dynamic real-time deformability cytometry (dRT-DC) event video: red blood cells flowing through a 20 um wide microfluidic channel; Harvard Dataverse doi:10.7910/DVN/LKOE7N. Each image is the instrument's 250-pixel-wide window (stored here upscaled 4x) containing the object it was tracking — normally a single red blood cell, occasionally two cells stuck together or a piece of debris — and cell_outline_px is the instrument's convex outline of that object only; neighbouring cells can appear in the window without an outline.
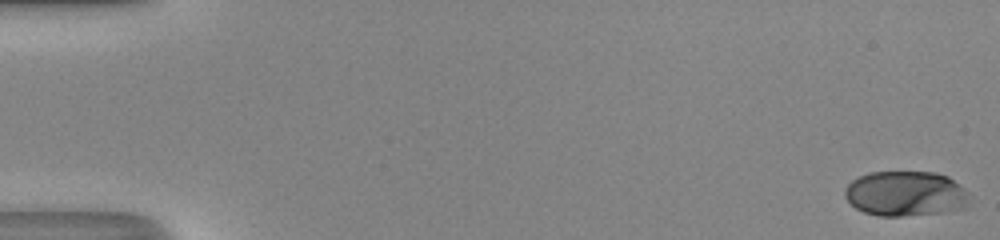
{"species": "human", "species_latin": "Homo sapiens", "temperature_condition": "room temperature", "stored_images_in_passage": 51, "camera_frame_rate_fps": 3000, "um_per_image_px": 0.085, "donor": {"sex": "male"}, "frame": {"image": 1, "passage_image": 1, "time_ms": 0.0, "image_size_px": [1000, 240], "cell_outline_px": [[972, 196], [968, 208], [944, 212], [900, 216], [880, 216], [864, 212], [856, 208], [844, 196], [844, 192], [848, 184], [852, 180], [860, 176], [872, 172], [936, 172], [948, 176], [964, 188]], "centroid_in_image_um": [77.04, 16.46], "position_along_channel_um": 8.0, "area_um2": 33.06}}
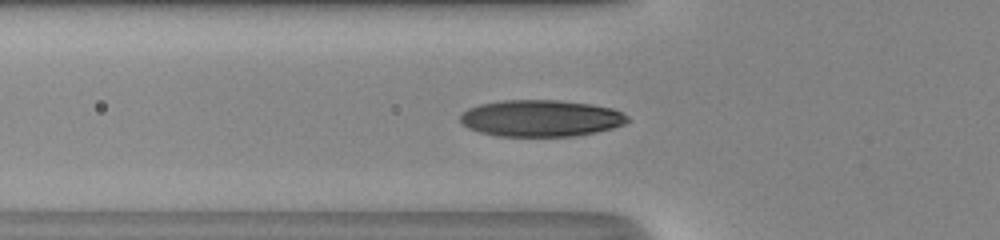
{"frame": {"image": 2, "passage_image": 19, "time_ms": 6.0, "image_size_px": [1000, 240], "cell_outline_px": [[632, 120], [624, 124], [612, 128], [596, 132], [576, 136], [496, 136], [480, 132], [468, 128], [460, 120], [460, 116], [468, 108], [480, 104], [500, 100], [556, 100], [592, 104], [612, 108], [624, 112]], "centroid_in_image_um": [46.01, 10.05], "position_along_channel_um": 79.8, "area_um2": 35.95}}
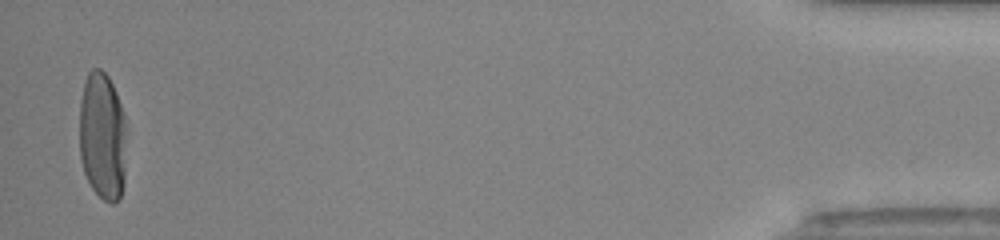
{"frame": {"image": 3, "passage_image": 50, "time_ms": 16.333, "image_size_px": [1000, 240], "cell_outline_px": [[124, 184], [120, 200], [112, 204], [104, 200], [92, 188], [84, 172], [80, 160], [80, 100], [84, 80], [88, 72], [92, 68], [100, 68], [108, 76], [116, 92], [124, 116]], "centroid_in_image_um": [8.68, 11.57], "position_along_channel_um": 426.5, "area_um2": 35.14}, "authors_computed_cell_mechanics": {"area_um2": 34.9112, "velocity_mm_per_s": 4.2027, "shape_relaxation_time_tau1_ms": 3.4371, "shape_relaxation_time_tau2_ms": null, "deformation_change_tau1": 0.2124, "deformation_change_tau2": null}}